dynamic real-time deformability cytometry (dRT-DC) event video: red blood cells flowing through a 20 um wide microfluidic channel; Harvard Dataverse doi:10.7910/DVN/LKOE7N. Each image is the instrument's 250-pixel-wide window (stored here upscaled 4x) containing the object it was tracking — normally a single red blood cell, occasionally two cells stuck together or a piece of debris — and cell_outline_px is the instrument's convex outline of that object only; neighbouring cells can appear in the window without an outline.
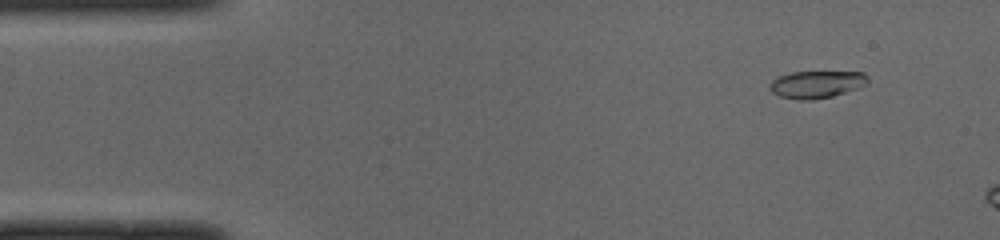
{"species": "common noctule bat (a hibernating species)", "species_latin": "Nyctalus noctula", "temperature_condition": "cold", "stored_images_in_passage": 6, "camera_frame_rate_fps": 3000, "um_per_image_px": 0.085, "animal": {"sex": "male", "body_mass_g": 19.0, "forearm_length_mm": 50.8}, "frame": {"image": 1, "passage_image": 2, "time_ms": 0.333, "image_size_px": [1000, 240], "cell_outline_px": [[868, 84], [832, 96], [812, 100], [796, 100], [780, 96], [772, 92], [768, 88], [768, 84], [776, 76], [792, 72], [864, 72], [868, 76]], "centroid_in_image_um": [69.36, 7.17], "position_along_channel_um": 15.6, "area_um2": 15.72}}